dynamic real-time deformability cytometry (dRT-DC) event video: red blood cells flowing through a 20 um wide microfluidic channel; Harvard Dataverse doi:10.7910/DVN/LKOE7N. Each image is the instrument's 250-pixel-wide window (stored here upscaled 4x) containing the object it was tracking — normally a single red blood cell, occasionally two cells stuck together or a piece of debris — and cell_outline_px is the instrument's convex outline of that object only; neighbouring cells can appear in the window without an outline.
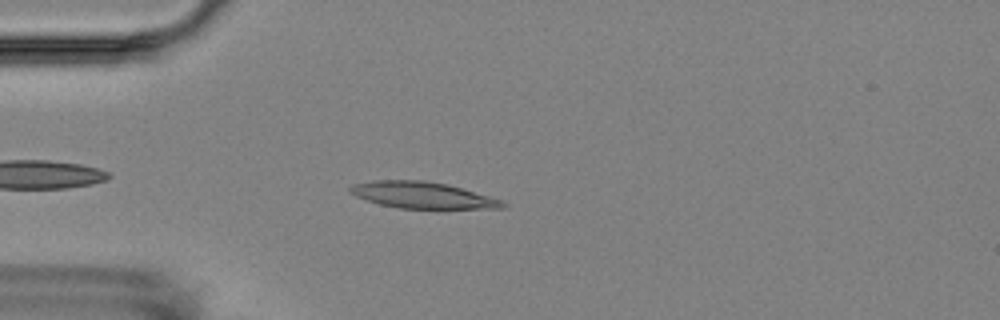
{"species": "Egyptian fruit bat (a non-hibernating species)", "species_latin": "Rousettus aegyptiacus", "temperature_condition": "room temperature", "stored_images_in_passage": 5, "camera_frame_rate_fps": 3000, "um_per_image_px": 0.085, "animal": {"sex": "female"}, "frame": {"image": 1, "passage_image": 5, "time_ms": 4.667, "image_size_px": [1000, 320], "cell_outline_px": [[508, 204], [504, 208], [396, 208], [380, 204], [356, 196], [348, 192], [348, 188], [356, 184], [376, 180], [424, 180], [444, 184], [460, 188], [504, 200]], "centroid_in_image_um": [35.92, 16.59], "position_along_channel_um": 49.1, "area_um2": 23.18}}